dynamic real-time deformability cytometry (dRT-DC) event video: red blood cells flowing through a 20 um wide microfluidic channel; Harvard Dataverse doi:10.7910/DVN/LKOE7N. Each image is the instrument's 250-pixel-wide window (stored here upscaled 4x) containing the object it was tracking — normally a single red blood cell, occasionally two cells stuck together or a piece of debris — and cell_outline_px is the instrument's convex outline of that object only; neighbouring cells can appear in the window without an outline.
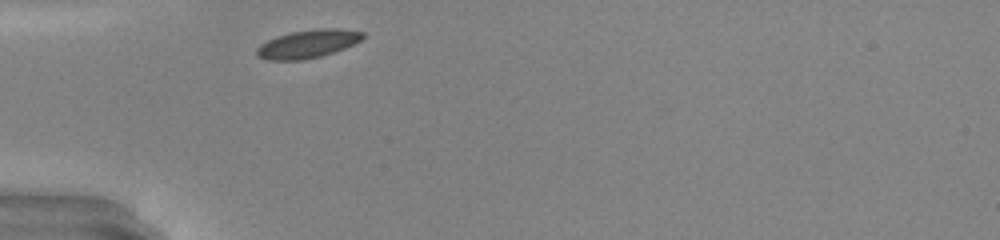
{"species": "common noctule bat (a hibernating species)", "species_latin": "Nyctalus noctula", "temperature_condition": "warm", "stored_images_in_passage": 25, "camera_frame_rate_fps": 3000, "um_per_image_px": 0.085, "animal": {"sex": "male", "body_mass_g": 20.0, "forearm_length_mm": 53.3}, "frame": {"image": 1, "passage_image": 1, "time_ms": 0.0, "image_size_px": [1000, 240], "cell_outline_px": [[364, 36], [360, 40], [344, 48], [320, 56], [300, 60], [268, 60], [256, 56], [256, 48], [260, 44], [276, 36], [292, 32], [320, 28], [336, 28], [364, 32]], "centroid_in_image_um": [26.12, 3.73], "position_along_channel_um": 58.9, "area_um2": 17.22}}
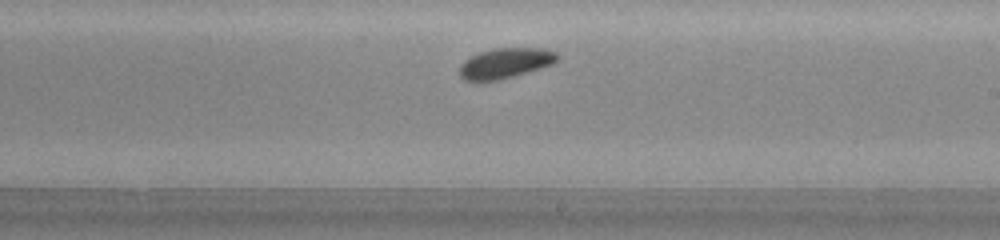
{"frame": {"image": 2, "passage_image": 15, "time_ms": 4.667, "image_size_px": [1000, 240], "cell_outline_px": [[560, 56], [552, 64], [540, 68], [512, 76], [496, 80], [464, 80], [460, 76], [460, 64], [464, 60], [480, 52], [496, 48], [544, 48], [556, 52]], "centroid_in_image_um": [42.96, 5.35], "position_along_channel_um": 246.0, "area_um2": 16.94}, "authors_computed_cell_mechanics": {"area_um2": 17.1666, "velocity_mm_per_s": 4.1924, "shape_relaxation_time_tau1_ms": 3.8905, "shape_relaxation_time_tau2_ms": null, "deformation_change_tau1": 0.0999, "deformation_change_tau2": null}}